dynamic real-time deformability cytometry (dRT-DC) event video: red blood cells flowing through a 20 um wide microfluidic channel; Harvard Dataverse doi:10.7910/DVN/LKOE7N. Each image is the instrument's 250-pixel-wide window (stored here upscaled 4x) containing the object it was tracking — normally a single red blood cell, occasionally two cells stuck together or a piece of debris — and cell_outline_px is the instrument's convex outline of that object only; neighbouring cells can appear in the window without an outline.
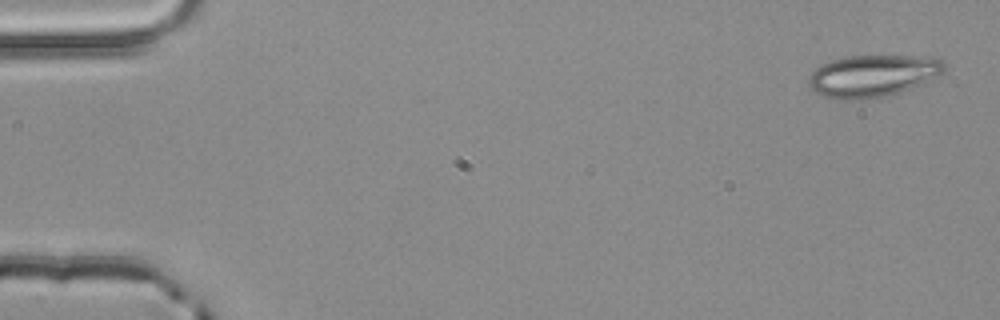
{"species": "common noctule bat (a hibernating species)", "species_latin": "Nyctalus noctula", "temperature_condition": "room temperature", "stored_images_in_passage": 4, "camera_frame_rate_fps": 3000, "um_per_image_px": 0.085, "animal": {"sex": "male", "body_mass_g": 20.4}, "frame": {"image": 1, "passage_image": 1, "time_ms": 0.0, "image_size_px": [1000, 320], "cell_outline_px": [[944, 72], [924, 84], [900, 92], [884, 96], [856, 100], [836, 100], [812, 92], [808, 84], [808, 76], [820, 64], [844, 56], [928, 56], [940, 60], [944, 64]], "centroid_in_image_um": [74.14, 6.45], "position_along_channel_um": 10.9, "area_um2": 33.58}}